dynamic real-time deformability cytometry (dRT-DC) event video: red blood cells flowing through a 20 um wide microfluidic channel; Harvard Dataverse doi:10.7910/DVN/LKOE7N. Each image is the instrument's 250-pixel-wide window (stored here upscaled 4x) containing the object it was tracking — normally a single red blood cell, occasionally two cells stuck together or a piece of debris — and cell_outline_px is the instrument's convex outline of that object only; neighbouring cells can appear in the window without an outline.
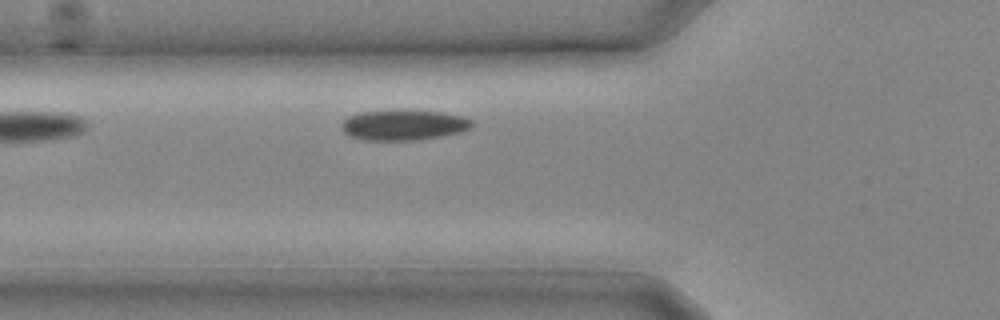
{"species": "common noctule bat (a hibernating species)", "species_latin": "Nyctalus noctula", "temperature_condition": "cold", "stored_images_in_passage": 4, "camera_frame_rate_fps": 3000, "um_per_image_px": 0.085, "animal": {"sex": "male", "body_mass_g": 20.4}, "frame": {"image": 1, "passage_image": 4, "time_ms": 1.0, "image_size_px": [1000, 320], "cell_outline_px": [[472, 128], [460, 132], [420, 140], [364, 140], [348, 136], [340, 128], [340, 124], [348, 116], [360, 112], [440, 112], [460, 116], [472, 120]], "centroid_in_image_um": [34.26, 10.66], "position_along_channel_um": 91.5, "area_um2": 22.54}}